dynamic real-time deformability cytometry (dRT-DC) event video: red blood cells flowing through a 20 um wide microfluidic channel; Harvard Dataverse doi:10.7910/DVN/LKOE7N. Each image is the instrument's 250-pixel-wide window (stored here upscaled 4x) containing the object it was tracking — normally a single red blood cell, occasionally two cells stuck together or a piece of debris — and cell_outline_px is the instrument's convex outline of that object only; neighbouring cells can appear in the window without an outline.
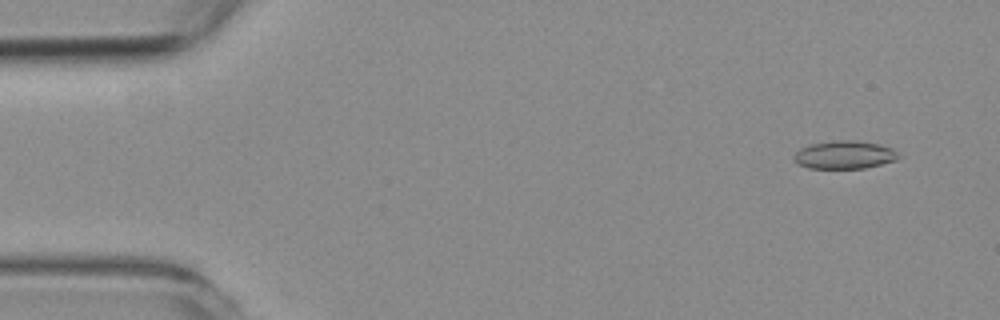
{"species": "common noctule bat (a hibernating species)", "species_latin": "Nyctalus noctula", "temperature_condition": "room temperature", "stored_images_in_passage": 56, "camera_frame_rate_fps": 3000, "um_per_image_px": 0.085, "animal": {"sex": "female", "body_mass_g": 19.3, "forearm_length_mm": 54.1}, "frame": {"image": 1, "passage_image": 3, "time_ms": 0.667, "image_size_px": [1000, 320], "cell_outline_px": [[900, 156], [896, 160], [864, 168], [808, 168], [796, 164], [792, 156], [800, 148], [808, 144], [832, 140], [856, 140], [880, 144], [892, 148]], "centroid_in_image_um": [71.73, 13.15], "position_along_channel_um": 13.3, "area_um2": 17.28}}
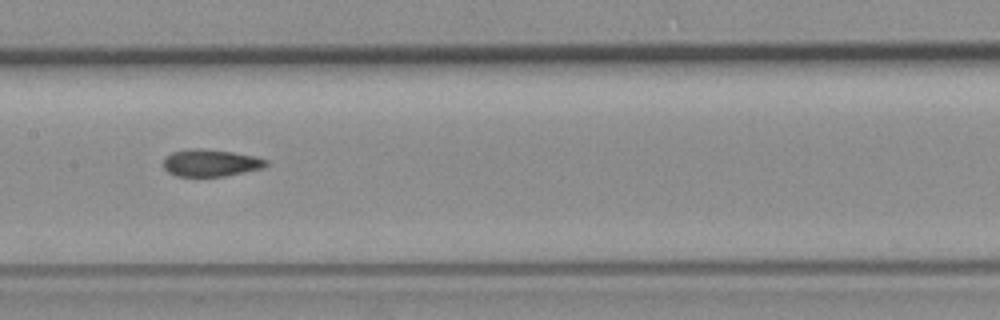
{"frame": {"image": 2, "passage_image": 27, "time_ms": 8.667, "image_size_px": [1000, 320], "cell_outline_px": [[268, 164], [264, 168], [224, 176], [176, 176], [168, 172], [164, 168], [164, 156], [172, 152], [192, 148], [200, 148], [232, 152], [256, 156], [268, 160]], "centroid_in_image_um": [17.91, 13.84], "position_along_channel_um": 189.5, "area_um2": 16.3}}
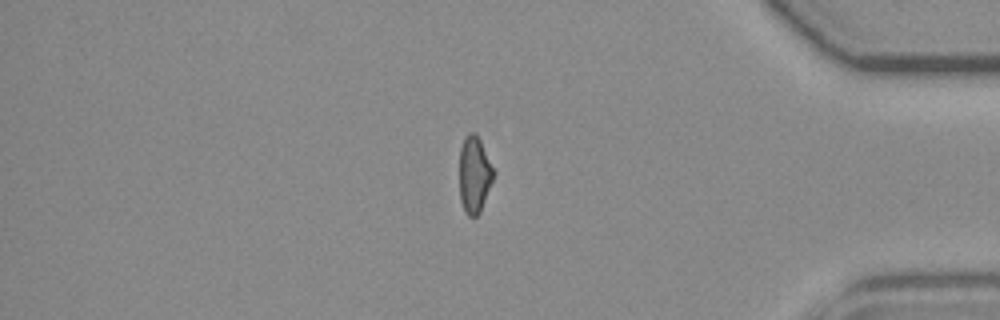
{"frame": {"image": 3, "passage_image": 47, "time_ms": 15.333, "image_size_px": [1000, 320], "cell_outline_px": [[496, 172], [480, 212], [476, 216], [468, 216], [464, 212], [460, 200], [460, 148], [464, 136], [468, 132], [476, 132]], "centroid_in_image_um": [40.32, 14.82], "position_along_channel_um": 394.9, "area_um2": 15.43}, "authors_computed_cell_mechanics": {"area_um2": 16.7042, "velocity_mm_per_s": 3.5784, "shape_relaxation_time_tau1_ms": null, "shape_relaxation_time_tau2_ms": 2.9977, "deformation_change_tau1": null, "deformation_change_tau2": 0.0739}}